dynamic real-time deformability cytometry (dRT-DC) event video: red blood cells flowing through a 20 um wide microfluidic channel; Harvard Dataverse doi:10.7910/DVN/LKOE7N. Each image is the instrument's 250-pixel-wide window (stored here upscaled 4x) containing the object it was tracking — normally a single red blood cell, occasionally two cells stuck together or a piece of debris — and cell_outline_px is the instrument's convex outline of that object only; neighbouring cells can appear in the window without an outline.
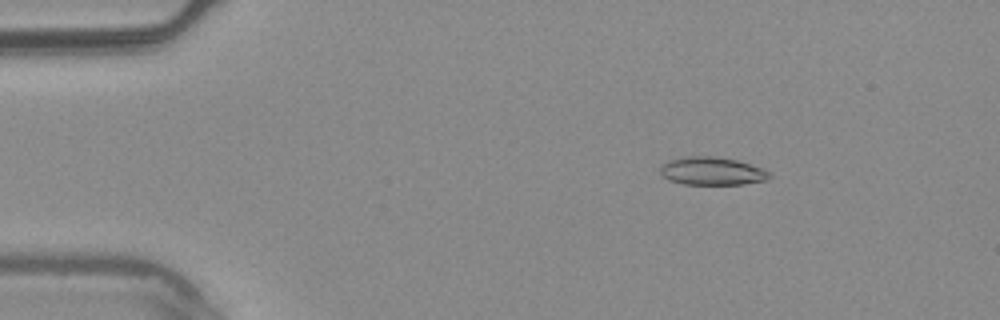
{"species": "common noctule bat (a hibernating species)", "species_latin": "Nyctalus noctula", "temperature_condition": "warm", "stored_images_in_passage": 5, "camera_frame_rate_fps": 3000, "um_per_image_px": 0.085, "animal": {"sex": "male", "body_mass_g": 20.4}, "frame": {"image": 1, "passage_image": 2, "time_ms": 0.333, "image_size_px": [1000, 320], "cell_outline_px": [[772, 176], [764, 180], [744, 184], [684, 184], [668, 180], [660, 172], [660, 168], [668, 160], [684, 156], [712, 156], [736, 160], [764, 168], [772, 172]], "centroid_in_image_um": [60.54, 14.54], "position_along_channel_um": 24.5, "area_um2": 17.86}}